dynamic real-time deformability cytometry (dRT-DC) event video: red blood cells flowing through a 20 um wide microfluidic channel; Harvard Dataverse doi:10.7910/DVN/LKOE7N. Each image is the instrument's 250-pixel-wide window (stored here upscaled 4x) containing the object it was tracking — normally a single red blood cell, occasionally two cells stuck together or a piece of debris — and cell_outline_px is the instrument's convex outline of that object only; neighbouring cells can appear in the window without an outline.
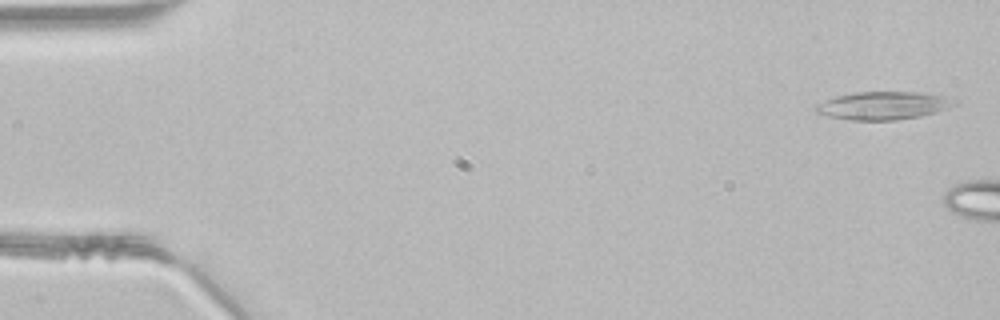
{"species": "common noctule bat (a hibernating species)", "species_latin": "Nyctalus noctula", "temperature_condition": "room temperature", "stored_images_in_passage": 6, "camera_frame_rate_fps": 3000, "um_per_image_px": 0.085, "animal": {"sex": "male", "body_mass_g": 21.5, "forearm_length_mm": 52.0}, "frame": {"image": 1, "passage_image": 2, "time_ms": 0.333, "image_size_px": [1000, 320], "cell_outline_px": [[960, 104], [936, 112], [920, 116], [896, 120], [852, 120], [828, 116], [816, 112], [816, 104], [836, 96], [856, 92], [920, 92], [944, 96], [956, 100]], "centroid_in_image_um": [75.12, 8.97], "position_along_channel_um": 9.9, "area_um2": 22.54}}